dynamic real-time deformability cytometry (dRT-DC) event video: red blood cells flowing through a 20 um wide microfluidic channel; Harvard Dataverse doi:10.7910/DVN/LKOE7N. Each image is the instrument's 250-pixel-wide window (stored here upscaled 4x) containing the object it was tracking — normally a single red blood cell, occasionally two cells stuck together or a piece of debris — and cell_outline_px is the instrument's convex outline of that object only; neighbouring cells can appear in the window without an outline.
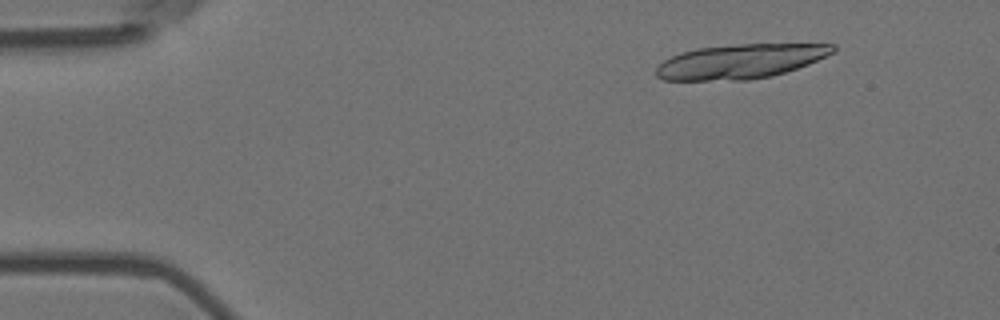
{"species": "Egyptian fruit bat (a non-hibernating species)", "species_latin": "Rousettus aegyptiacus", "temperature_condition": "room temperature", "stored_images_in_passage": 6, "camera_frame_rate_fps": 3000, "um_per_image_px": 0.085, "animal": {"sex": "female"}, "frame": {"image": 1, "passage_image": 2, "time_ms": 0.333, "image_size_px": [1000, 320], "cell_outline_px": [[836, 52], [808, 64], [772, 76], [748, 80], [664, 80], [656, 76], [656, 68], [664, 60], [672, 56], [696, 48], [740, 44], [836, 44]], "centroid_in_image_um": [62.95, 5.22], "position_along_channel_um": 22.0, "area_um2": 35.32}}